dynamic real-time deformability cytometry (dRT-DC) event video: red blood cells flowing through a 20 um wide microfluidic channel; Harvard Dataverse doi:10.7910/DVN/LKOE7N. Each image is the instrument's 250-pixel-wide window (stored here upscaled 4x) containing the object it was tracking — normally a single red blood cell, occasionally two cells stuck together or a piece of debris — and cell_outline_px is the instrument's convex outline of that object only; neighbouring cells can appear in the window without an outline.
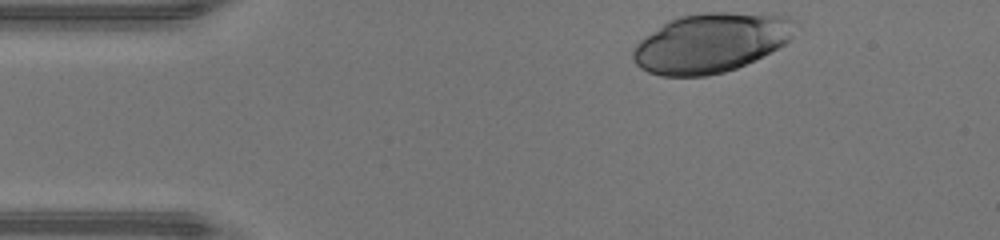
{"species": "human", "species_latin": "Homo sapiens", "temperature_condition": "warm", "stored_images_in_passage": 33, "camera_frame_rate_fps": 3000, "um_per_image_px": 0.085, "donor": {"sex": "male"}, "frame": {"image": 1, "passage_image": 1, "time_ms": 0.0, "image_size_px": [1000, 240], "cell_outline_px": [[800, 24], [792, 36], [784, 44], [736, 68], [724, 72], [708, 76], [660, 76], [648, 72], [640, 68], [636, 64], [632, 56], [632, 48], [640, 40], [668, 20], [680, 16], [704, 12], [772, 12], [792, 16]], "centroid_in_image_um": [60.48, 3.6], "position_along_channel_um": 24.5, "area_um2": 56.88}}
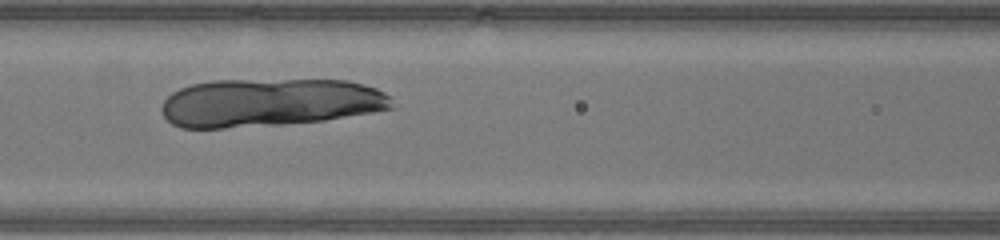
{"frame": {"image": 2, "passage_image": 14, "time_ms": 4.333, "image_size_px": [1000, 240], "cell_outline_px": [[392, 108], [372, 112], [324, 120], [284, 124], [224, 128], [180, 128], [172, 124], [164, 116], [160, 108], [164, 100], [172, 92], [180, 88], [192, 84], [212, 80], [348, 80], [364, 84], [376, 88], [384, 92], [388, 96]], "centroid_in_image_um": [22.86, 8.72], "position_along_channel_um": 143.7, "area_um2": 64.68}}
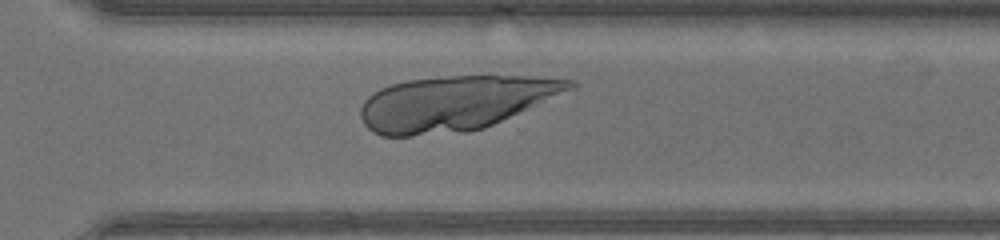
{"frame": {"image": 3, "passage_image": 27, "time_ms": 8.667, "image_size_px": [1000, 240], "cell_outline_px": [[580, 84], [528, 108], [484, 128], [468, 132], [412, 136], [380, 136], [372, 132], [364, 124], [360, 116], [360, 108], [364, 100], [368, 96], [380, 88], [392, 84], [408, 80], [448, 76], [532, 76], [572, 80]], "centroid_in_image_um": [38.59, 8.77], "position_along_channel_um": 332.0, "area_um2": 66.18}}